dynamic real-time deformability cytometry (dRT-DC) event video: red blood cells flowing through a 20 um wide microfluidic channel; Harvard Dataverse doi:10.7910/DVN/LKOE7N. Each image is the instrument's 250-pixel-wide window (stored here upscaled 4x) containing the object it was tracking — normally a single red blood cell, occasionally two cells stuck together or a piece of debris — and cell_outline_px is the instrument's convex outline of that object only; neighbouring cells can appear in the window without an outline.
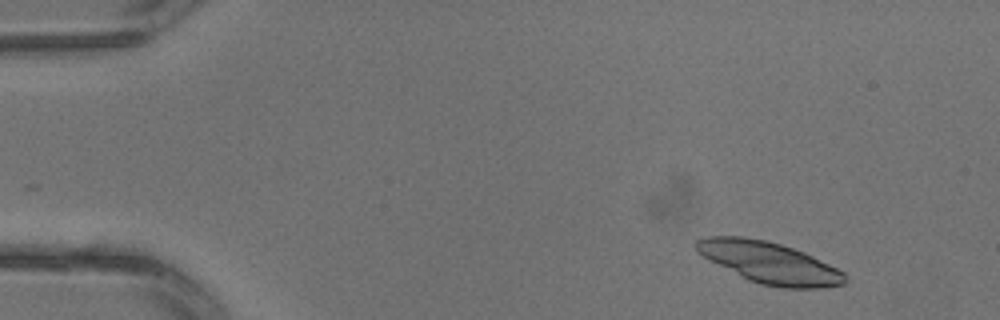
{"species": "common noctule bat (a hibernating species)", "species_latin": "Nyctalus noctula", "temperature_condition": "warm", "stored_images_in_passage": 2, "camera_frame_rate_fps": 3000, "um_per_image_px": 0.085, "animal": {"sex": "male", "body_mass_g": 13.3}, "frame": {"image": 1, "passage_image": 1, "time_ms": 0.0, "image_size_px": [1000, 320], "cell_outline_px": [[844, 284], [820, 288], [780, 288], [760, 284], [748, 280], [696, 252], [692, 244], [696, 240], [708, 236], [740, 236], [764, 240], [780, 244], [804, 252], [844, 272]], "centroid_in_image_um": [65.35, 22.32], "position_along_channel_um": 19.7, "area_um2": 35.55}}